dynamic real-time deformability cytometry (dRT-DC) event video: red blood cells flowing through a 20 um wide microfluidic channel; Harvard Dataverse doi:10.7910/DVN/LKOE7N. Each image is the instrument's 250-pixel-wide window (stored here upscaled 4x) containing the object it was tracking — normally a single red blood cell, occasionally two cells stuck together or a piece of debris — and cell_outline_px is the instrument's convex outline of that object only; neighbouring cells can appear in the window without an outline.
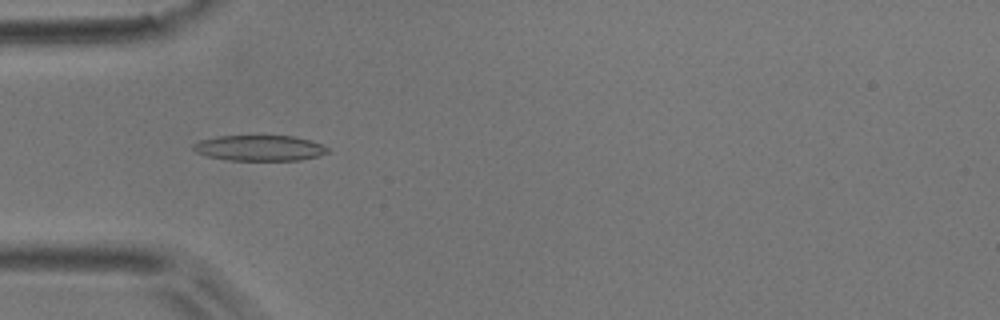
{"species": "common noctule bat (a hibernating species)", "species_latin": "Nyctalus noctula", "temperature_condition": "room temperature", "stored_images_in_passage": 41, "camera_frame_rate_fps": 3000, "um_per_image_px": 0.085, "animal": {"sex": "male", "body_mass_g": 17.9}, "frame": {"image": 1, "passage_image": 6, "time_ms": 1.667, "image_size_px": [1000, 320], "cell_outline_px": [[332, 152], [320, 156], [300, 160], [228, 160], [208, 156], [196, 152], [192, 148], [192, 144], [200, 140], [220, 136], [292, 136], [312, 140], [328, 148]], "centroid_in_image_um": [22.1, 12.58], "position_along_channel_um": 62.9, "area_um2": 20.11}}
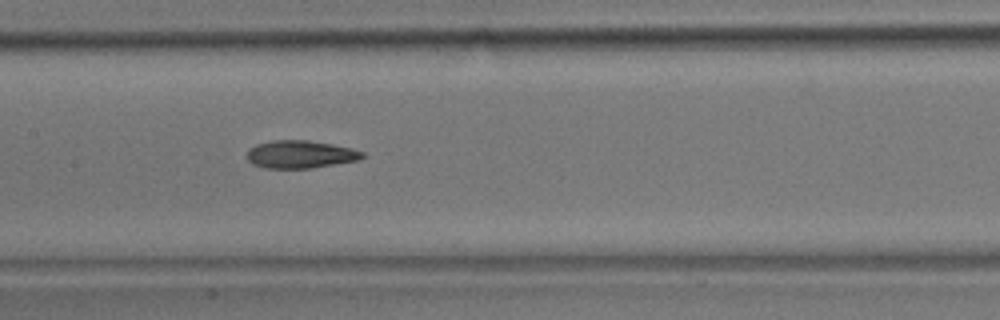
{"frame": {"image": 2, "passage_image": 15, "time_ms": 4.667, "image_size_px": [1000, 320], "cell_outline_px": [[364, 156], [360, 160], [312, 168], [264, 168], [252, 164], [248, 160], [248, 148], [256, 144], [272, 140], [308, 140], [332, 144], [352, 148], [364, 152]], "centroid_in_image_um": [25.53, 13.12], "position_along_channel_um": 181.9, "area_um2": 18.79}}
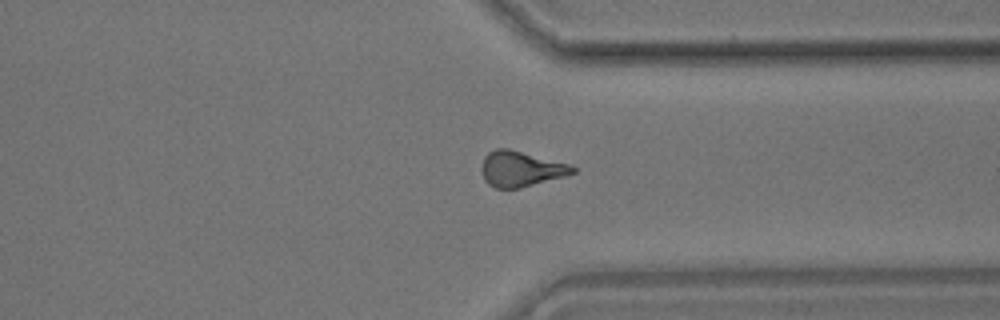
{"frame": {"image": 3, "passage_image": 29, "time_ms": 9.333, "image_size_px": [1000, 320], "cell_outline_px": [[576, 172], [564, 176], [520, 188], [496, 188], [488, 184], [484, 180], [480, 168], [484, 156], [488, 152], [496, 148], [508, 148], [572, 164], [576, 168]], "centroid_in_image_um": [44.26, 14.34], "position_along_channel_um": 367.1, "area_um2": 19.02}, "authors_computed_cell_mechanics": {"area_um2": 18.6116, "velocity_mm_per_s": 3.9855, "shape_relaxation_time_tau1_ms": 7.5894, "shape_relaxation_time_tau2_ms": 4.1078, "deformation_change_tau1": 0.2008, "deformation_change_tau2": 0.1386}}